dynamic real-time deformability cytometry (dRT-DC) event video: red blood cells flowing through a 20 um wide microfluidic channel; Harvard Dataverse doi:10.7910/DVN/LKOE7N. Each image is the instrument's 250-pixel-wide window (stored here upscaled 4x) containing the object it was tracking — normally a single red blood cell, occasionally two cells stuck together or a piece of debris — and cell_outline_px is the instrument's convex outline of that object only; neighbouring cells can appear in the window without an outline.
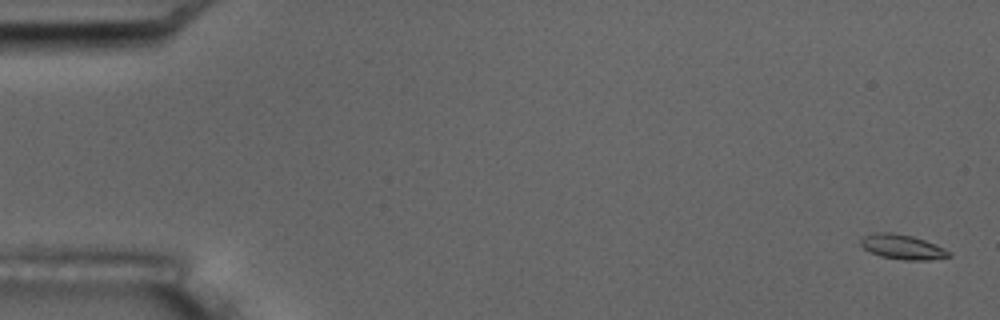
{"species": "common noctule bat (a hibernating species)", "species_latin": "Nyctalus noctula", "temperature_condition": "room temperature", "stored_images_in_passage": 6, "camera_frame_rate_fps": 3000, "um_per_image_px": 0.085, "animal": {"sex": "male", "body_mass_g": 17.5, "forearm_length_mm": 52.3}, "frame": {"image": 1, "passage_image": 1, "time_ms": 0.0, "image_size_px": [1000, 320], "cell_outline_px": [[952, 256], [928, 260], [904, 260], [880, 256], [864, 248], [860, 244], [860, 240], [864, 236], [872, 232], [892, 232], [912, 236], [936, 244], [952, 252]], "centroid_in_image_um": [76.72, 20.98], "position_along_channel_um": 8.3, "area_um2": 12.77}}
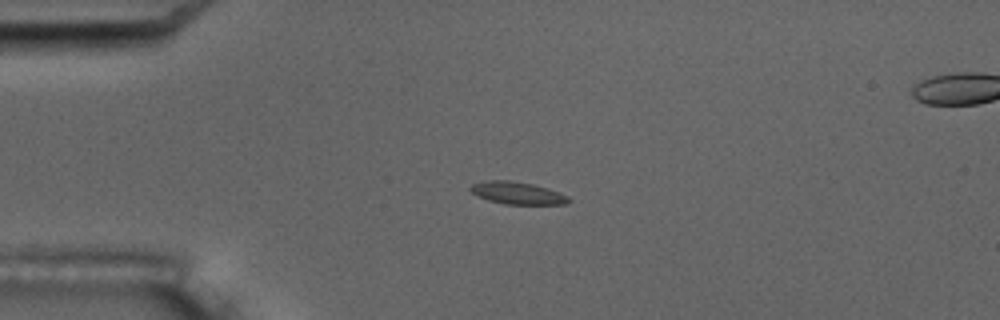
{"frame": {"image": 2, "passage_image": 4, "time_ms": 4.333, "image_size_px": [1000, 320], "cell_outline_px": [[572, 200], [568, 204], [504, 204], [488, 200], [472, 192], [468, 188], [472, 184], [488, 180], [508, 180], [532, 184], [548, 188], [568, 196]], "centroid_in_image_um": [44.0, 16.41], "position_along_channel_um": 41.0, "area_um2": 12.72}}